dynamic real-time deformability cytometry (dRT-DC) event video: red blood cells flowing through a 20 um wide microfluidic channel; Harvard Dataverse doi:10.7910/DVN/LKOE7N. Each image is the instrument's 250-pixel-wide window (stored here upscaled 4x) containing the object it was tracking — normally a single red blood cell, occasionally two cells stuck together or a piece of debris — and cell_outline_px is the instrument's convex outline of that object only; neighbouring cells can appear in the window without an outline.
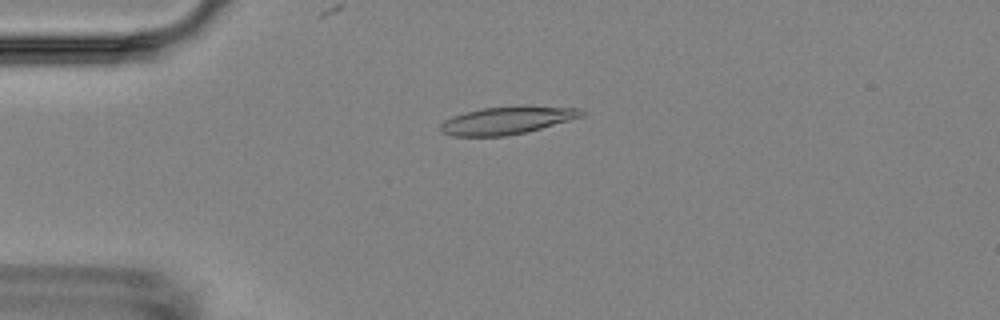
{"species": "Egyptian fruit bat (a non-hibernating species)", "species_latin": "Rousettus aegyptiacus", "temperature_condition": "room temperature", "stored_images_in_passage": 2, "camera_frame_rate_fps": 3000, "um_per_image_px": 0.085, "animal": {"sex": "female"}, "frame": {"image": 1, "passage_image": 1, "time_ms": 0.0, "image_size_px": [1000, 320], "cell_outline_px": [[584, 116], [528, 132], [508, 136], [452, 136], [440, 132], [440, 124], [444, 120], [452, 116], [464, 112], [484, 108], [584, 108]], "centroid_in_image_um": [43.02, 10.28], "position_along_channel_um": 42.0, "area_um2": 22.02}}